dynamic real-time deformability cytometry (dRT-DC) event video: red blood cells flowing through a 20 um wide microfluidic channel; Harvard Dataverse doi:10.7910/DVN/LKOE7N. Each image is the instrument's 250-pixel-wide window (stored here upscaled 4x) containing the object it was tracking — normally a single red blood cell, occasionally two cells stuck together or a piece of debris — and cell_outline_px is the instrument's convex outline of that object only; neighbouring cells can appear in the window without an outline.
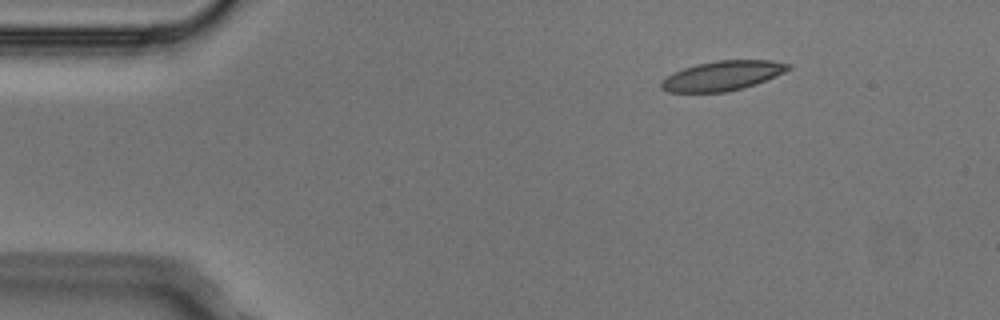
{"species": "Egyptian fruit bat (a non-hibernating species)", "species_latin": "Rousettus aegyptiacus", "temperature_condition": "cold", "stored_images_in_passage": 5, "segment_of_instrument_passage": [1, 2], "camera_frame_rate_fps": 3000, "um_per_image_px": 0.085, "animal": {"sex": "male"}, "frame": {"image": 1, "passage_image": 2, "time_ms": 0.333, "image_size_px": [1000, 320], "cell_outline_px": [[792, 68], [776, 76], [756, 84], [724, 92], [668, 92], [660, 88], [660, 80], [684, 68], [696, 64], [716, 60], [772, 60], [792, 64]], "centroid_in_image_um": [61.43, 6.43], "position_along_channel_um": 23.6, "area_um2": 21.91}}